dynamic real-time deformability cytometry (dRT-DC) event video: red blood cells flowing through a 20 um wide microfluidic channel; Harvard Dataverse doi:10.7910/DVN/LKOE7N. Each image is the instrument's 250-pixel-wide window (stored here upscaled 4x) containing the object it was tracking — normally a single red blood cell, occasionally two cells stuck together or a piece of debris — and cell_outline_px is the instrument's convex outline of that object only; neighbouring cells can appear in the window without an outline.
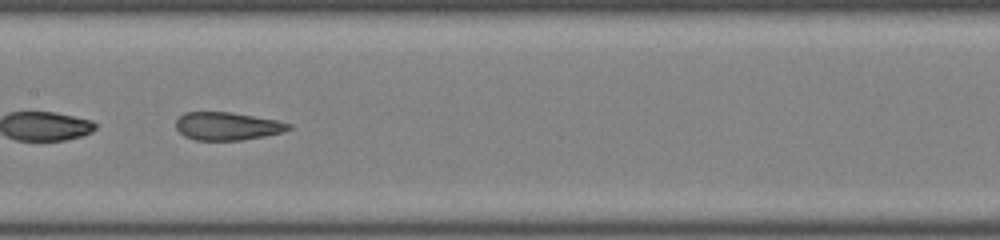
{"species": "common noctule bat (a hibernating species)", "species_latin": "Nyctalus noctula", "temperature_condition": "room temperature", "stored_images_in_passage": 47, "camera_frame_rate_fps": 3000, "um_per_image_px": 0.085, "animal": {"sex": "male", "body_mass_g": 19.0, "forearm_length_mm": 50.8}, "frame": {"image": 1, "passage_image": 24, "time_ms": 7.667, "image_size_px": [1000, 240], "cell_outline_px": [[292, 128], [284, 132], [264, 136], [240, 140], [196, 140], [184, 136], [176, 128], [176, 120], [184, 112], [228, 112], [276, 120], [292, 124]], "centroid_in_image_um": [19.32, 10.72], "position_along_channel_um": 188.1, "area_um2": 18.26}}
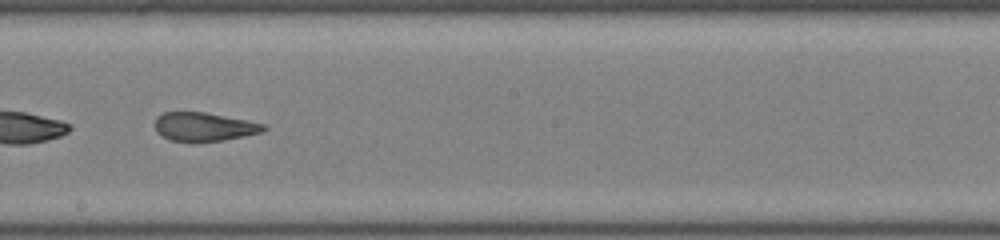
{"frame": {"image": 2, "passage_image": 27, "time_ms": 8.667, "image_size_px": [1000, 240], "cell_outline_px": [[268, 128], [264, 132], [224, 140], [192, 144], [168, 140], [156, 132], [156, 116], [164, 112], [204, 112], [264, 124]], "centroid_in_image_um": [17.31, 10.82], "position_along_channel_um": 230.9, "area_um2": 18.55}}
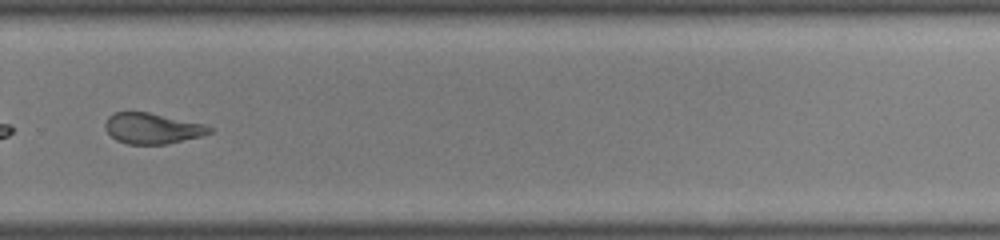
{"frame": {"image": 3, "passage_image": 33, "time_ms": 10.667, "image_size_px": [1000, 240], "cell_outline_px": [[212, 132], [200, 136], [168, 144], [128, 144], [116, 140], [108, 132], [104, 124], [108, 116], [116, 112], [148, 112], [204, 124], [212, 128]], "centroid_in_image_um": [12.93, 10.91], "position_along_channel_um": 316.9, "area_um2": 18.5}}